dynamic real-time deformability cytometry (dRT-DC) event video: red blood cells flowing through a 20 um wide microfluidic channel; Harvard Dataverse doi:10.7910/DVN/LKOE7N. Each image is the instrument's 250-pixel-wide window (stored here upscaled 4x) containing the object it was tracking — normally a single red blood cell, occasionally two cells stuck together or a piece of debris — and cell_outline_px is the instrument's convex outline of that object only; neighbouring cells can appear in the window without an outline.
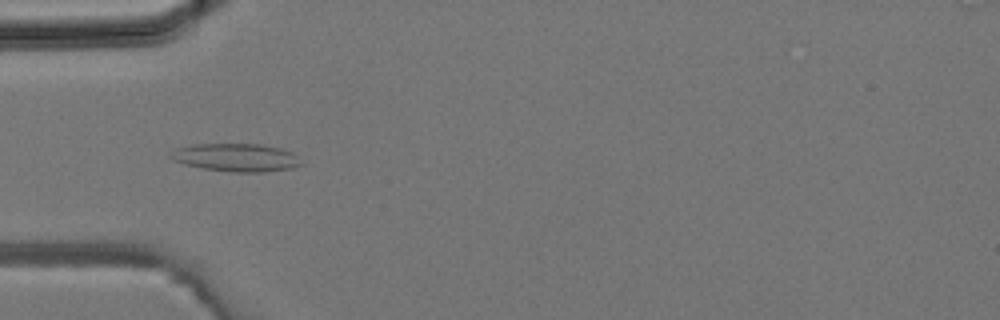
{"species": "common noctule bat (a hibernating species)", "species_latin": "Nyctalus noctula", "temperature_condition": "room temperature", "stored_images_in_passage": 19, "camera_frame_rate_fps": 3000, "um_per_image_px": 0.085, "animal": {"sex": "male", "body_mass_g": 19.2, "forearm_length_mm": 51.8}, "frame": {"image": 1, "passage_image": 10, "time_ms": 3.0, "image_size_px": [1000, 320], "cell_outline_px": [[304, 164], [292, 168], [264, 172], [232, 172], [204, 168], [184, 164], [172, 160], [168, 156], [176, 148], [192, 144], [260, 144], [284, 148], [292, 152]], "centroid_in_image_um": [20.09, 13.38], "position_along_channel_um": 64.9, "area_um2": 21.44}}
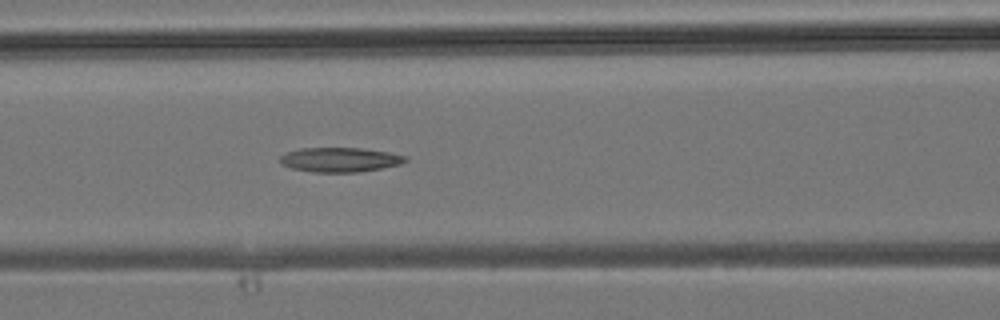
{"frame": {"image": 2, "passage_image": 14, "time_ms": 4.333, "image_size_px": [1000, 320], "cell_outline_px": [[408, 160], [400, 164], [380, 168], [356, 172], [312, 172], [292, 168], [284, 164], [280, 160], [280, 156], [288, 152], [300, 148], [360, 148], [388, 152], [408, 156]], "centroid_in_image_um": [28.92, 13.57], "position_along_channel_um": 137.7, "area_um2": 17.69}}
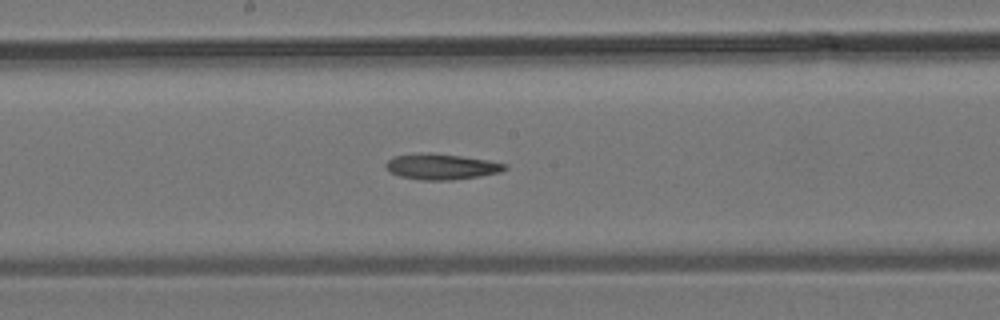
{"frame": {"image": 3, "passage_image": 18, "time_ms": 5.667, "image_size_px": [1000, 320], "cell_outline_px": [[508, 168], [500, 172], [480, 176], [452, 180], [420, 180], [400, 176], [392, 172], [384, 164], [392, 156], [420, 152], [432, 152], [488, 160], [508, 164]], "centroid_in_image_um": [37.52, 14.15], "position_along_channel_um": 210.7, "area_um2": 17.98}}